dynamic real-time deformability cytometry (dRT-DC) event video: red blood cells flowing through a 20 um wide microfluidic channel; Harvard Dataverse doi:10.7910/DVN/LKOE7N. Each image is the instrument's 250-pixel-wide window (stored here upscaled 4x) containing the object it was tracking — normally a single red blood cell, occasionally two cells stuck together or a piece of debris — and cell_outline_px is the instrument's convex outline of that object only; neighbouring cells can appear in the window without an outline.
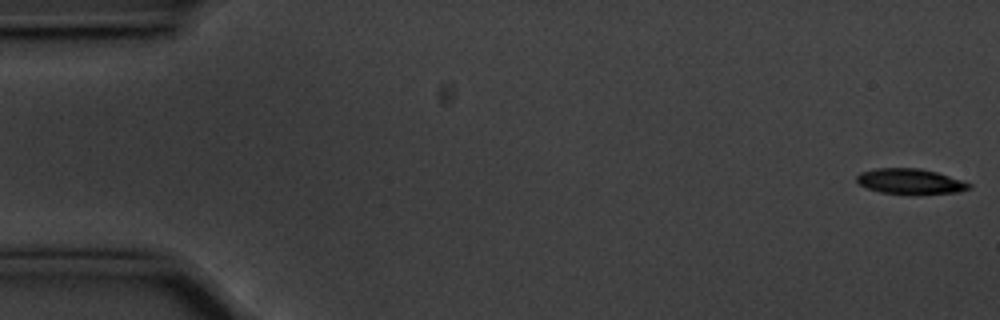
{"species": "common noctule bat (a hibernating species)", "species_latin": "Nyctalus noctula", "temperature_condition": "cold", "stored_images_in_passage": 15, "camera_frame_rate_fps": 3000, "um_per_image_px": 0.085, "animal": {"sex": "male", "body_mass_g": 20.1, "forearm_length_mm": 53.5}, "frame": {"image": 1, "passage_image": 1, "time_ms": 0.0, "image_size_px": [1000, 320], "cell_outline_px": [[972, 188], [956, 192], [880, 192], [868, 188], [860, 184], [856, 180], [856, 176], [860, 172], [876, 168], [920, 168], [936, 172], [972, 184]], "centroid_in_image_um": [77.33, 15.37], "position_along_channel_um": 7.7, "area_um2": 15.84}}
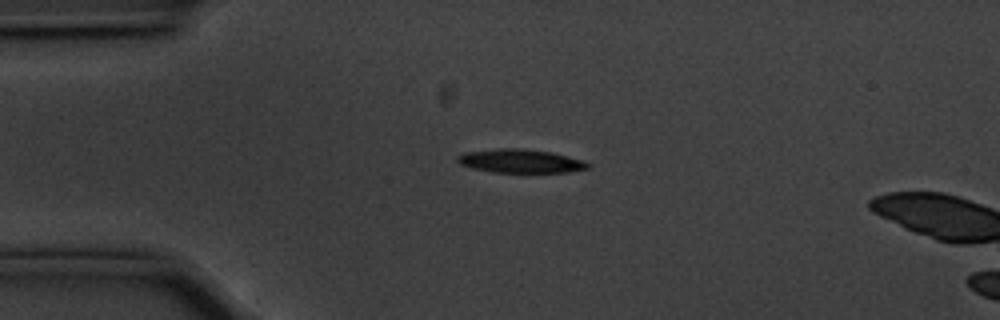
{"frame": {"image": 2, "passage_image": 13, "time_ms": 4.0, "image_size_px": [1000, 320], "cell_outline_px": [[588, 168], [568, 172], [492, 172], [472, 168], [460, 164], [456, 160], [456, 156], [464, 152], [500, 148], [520, 148], [552, 152], [584, 160], [588, 164]], "centroid_in_image_um": [44.2, 13.68], "position_along_channel_um": 40.8, "area_um2": 17.92}}